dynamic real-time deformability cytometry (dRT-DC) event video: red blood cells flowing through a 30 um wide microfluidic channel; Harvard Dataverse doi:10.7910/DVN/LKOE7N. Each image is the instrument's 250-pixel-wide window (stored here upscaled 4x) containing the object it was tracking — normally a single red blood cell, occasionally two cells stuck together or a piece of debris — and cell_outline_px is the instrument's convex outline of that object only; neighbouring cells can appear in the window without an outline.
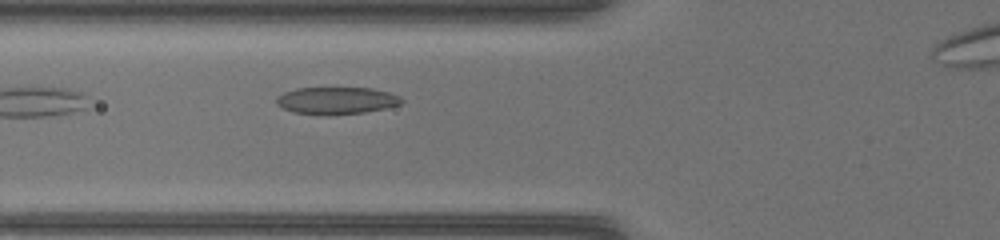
{"species": "common noctule bat (a hibernating species)", "species_latin": "Nyctalus noctula", "temperature_condition": "warm", "stored_images_in_passage": 18, "camera_frame_rate_fps": 3000, "um_per_image_px": 0.085, "animal": {"sex": "female", "body_mass_g": 17.0, "forearm_length_mm": 48.0}, "frame": {"image": 1, "passage_image": 3, "time_ms": 0.667, "image_size_px": [1000, 240], "cell_outline_px": [[404, 100], [400, 104], [384, 108], [364, 112], [328, 116], [296, 112], [284, 108], [276, 104], [276, 96], [284, 92], [296, 88], [372, 88], [388, 92], [400, 96]], "centroid_in_image_um": [28.59, 8.55], "position_along_channel_um": 97.2, "area_um2": 19.83}}
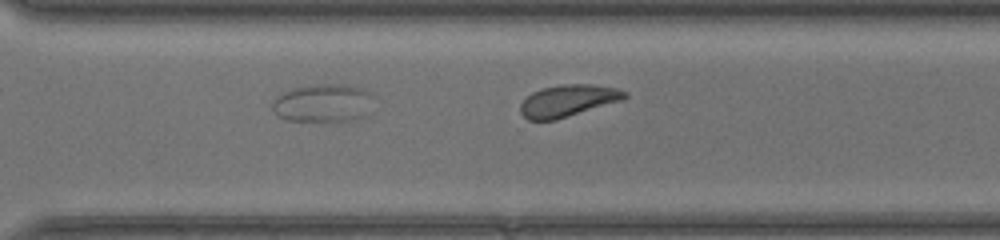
{"frame": {"image": 2, "passage_image": 18, "time_ms": 5.667, "image_size_px": [1000, 240], "cell_outline_px": [[628, 96], [620, 100], [556, 120], [528, 120], [520, 112], [520, 104], [532, 92], [544, 88], [560, 84], [592, 84], [616, 88], [628, 92]], "centroid_in_image_um": [48.26, 8.55], "position_along_channel_um": 322.3, "area_um2": 19.13}}